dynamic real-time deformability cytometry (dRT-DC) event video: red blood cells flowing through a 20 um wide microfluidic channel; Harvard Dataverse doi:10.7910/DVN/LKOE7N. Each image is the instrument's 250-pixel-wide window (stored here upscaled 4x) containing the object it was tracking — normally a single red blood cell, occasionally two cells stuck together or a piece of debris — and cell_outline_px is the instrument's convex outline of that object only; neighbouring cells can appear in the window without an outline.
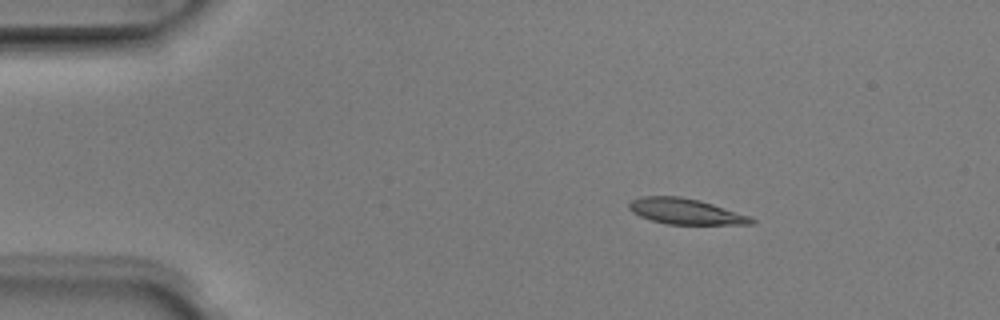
{"species": "Egyptian fruit bat (a non-hibernating species)", "species_latin": "Rousettus aegyptiacus", "temperature_condition": "room temperature", "stored_images_in_passage": 6, "camera_frame_rate_fps": 3000, "um_per_image_px": 0.085, "animal": {"sex": "male"}, "frame": {"image": 1, "passage_image": 3, "time_ms": 0.667, "image_size_px": [1000, 320], "cell_outline_px": [[756, 220], [752, 224], [668, 224], [652, 220], [640, 216], [632, 212], [628, 208], [628, 204], [632, 200], [640, 196], [680, 196], [700, 200], [752, 216]], "centroid_in_image_um": [58.29, 17.96], "position_along_channel_um": 26.7, "area_um2": 18.38}}
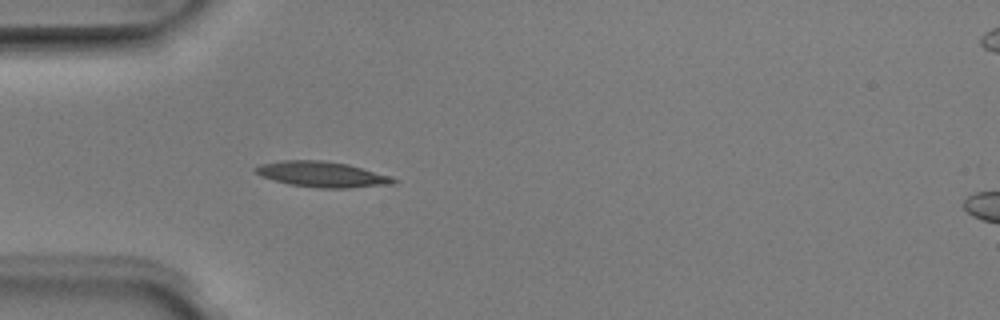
{"frame": {"image": 2, "passage_image": 5, "time_ms": 1.333, "image_size_px": [1000, 320], "cell_outline_px": [[400, 180], [396, 184], [348, 188], [320, 188], [288, 184], [260, 176], [252, 168], [260, 164], [284, 160], [324, 160], [348, 164], [392, 176]], "centroid_in_image_um": [27.42, 14.82], "position_along_channel_um": 57.6, "area_um2": 20.81}}